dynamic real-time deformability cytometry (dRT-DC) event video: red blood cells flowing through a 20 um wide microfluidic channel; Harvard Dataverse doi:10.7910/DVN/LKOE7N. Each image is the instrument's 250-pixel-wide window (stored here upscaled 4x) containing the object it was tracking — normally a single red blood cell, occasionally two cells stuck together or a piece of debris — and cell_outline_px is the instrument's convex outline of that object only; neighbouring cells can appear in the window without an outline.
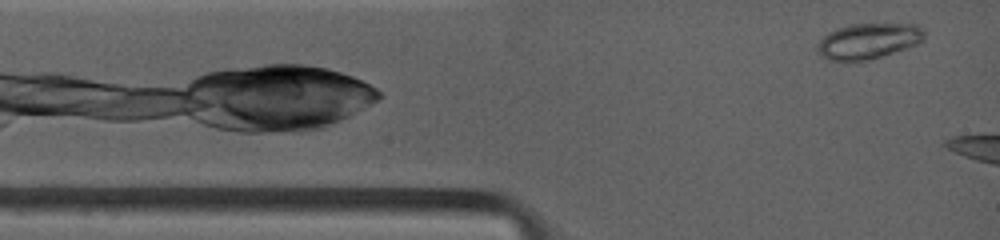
{"species": "common noctule bat (a hibernating species)", "species_latin": "Nyctalus noctula", "temperature_condition": "warm", "stored_images_in_passage": 2, "camera_frame_rate_fps": 4500, "um_per_image_px": 0.085, "animal": {"sex": "female", "body_mass_g": 19.0, "forearm_length_mm": 53.3}, "frame": {"image": 1, "passage_image": 1, "time_ms": 0.0, "image_size_px": [1000, 240], "cell_outline_px": [[924, 40], [908, 48], [868, 60], [848, 64], [828, 60], [816, 52], [816, 44], [828, 32], [836, 28], [852, 24], [920, 24], [924, 28]], "centroid_in_image_um": [73.77, 3.52], "position_along_channel_um": 11.2, "area_um2": 22.89}}